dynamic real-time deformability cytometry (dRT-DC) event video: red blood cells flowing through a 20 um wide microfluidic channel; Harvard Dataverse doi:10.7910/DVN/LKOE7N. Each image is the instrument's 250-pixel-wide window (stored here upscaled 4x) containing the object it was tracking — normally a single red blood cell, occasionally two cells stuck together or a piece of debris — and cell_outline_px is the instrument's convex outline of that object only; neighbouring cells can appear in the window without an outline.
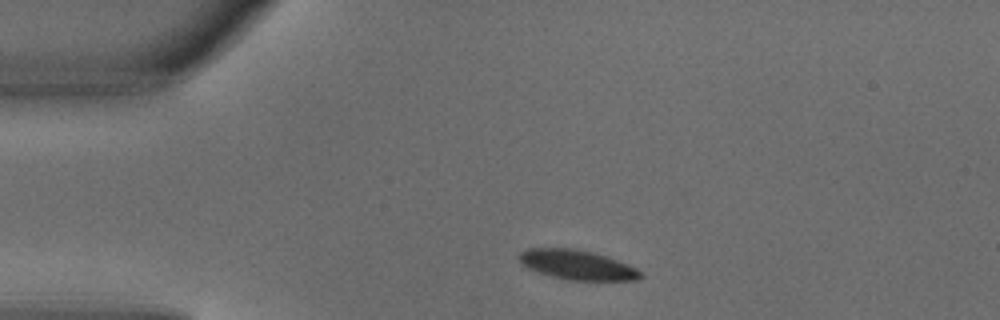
{"species": "common noctule bat (a hibernating species)", "species_latin": "Nyctalus noctula", "temperature_condition": "warm", "stored_images_in_passage": 3, "segment_of_instrument_passage": [1, 2], "camera_frame_rate_fps": 3000, "um_per_image_px": 0.085, "animal": {"sex": "male", "body_mass_g": 18.8}, "frame": {"image": 1, "passage_image": 1, "time_ms": 0.0, "image_size_px": [1000, 320], "cell_outline_px": [[644, 276], [636, 280], [568, 280], [552, 276], [528, 268], [520, 264], [516, 256], [520, 252], [528, 248], [572, 248], [592, 252], [616, 260], [636, 268]], "centroid_in_image_um": [49.0, 22.51], "position_along_channel_um": 36.0, "area_um2": 20.81}}